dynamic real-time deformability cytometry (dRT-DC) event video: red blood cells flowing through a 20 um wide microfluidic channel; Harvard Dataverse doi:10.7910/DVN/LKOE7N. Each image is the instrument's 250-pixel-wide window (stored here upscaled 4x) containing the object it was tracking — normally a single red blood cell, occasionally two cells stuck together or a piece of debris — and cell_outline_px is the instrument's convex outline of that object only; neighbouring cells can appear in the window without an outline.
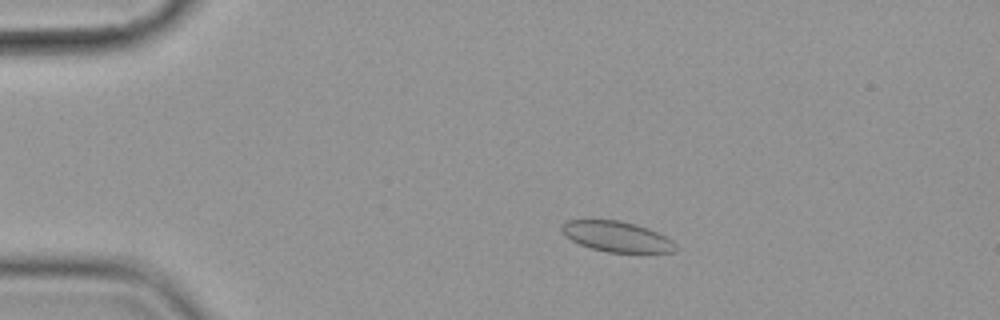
{"species": "common noctule bat (a hibernating species)", "species_latin": "Nyctalus noctula", "temperature_condition": "cold", "stored_images_in_passage": 2, "camera_frame_rate_fps": 3000, "um_per_image_px": 0.085, "animal": {"sex": "female", "body_mass_g": 19.9}, "frame": {"image": 1, "passage_image": 1, "time_ms": 0.0, "image_size_px": [1000, 320], "cell_outline_px": [[676, 252], [608, 252], [592, 248], [580, 244], [564, 236], [560, 232], [560, 228], [568, 220], [620, 220], [636, 224], [648, 228], [672, 240], [676, 244]], "centroid_in_image_um": [52.41, 20.1], "position_along_channel_um": 32.6, "area_um2": 20.11}}